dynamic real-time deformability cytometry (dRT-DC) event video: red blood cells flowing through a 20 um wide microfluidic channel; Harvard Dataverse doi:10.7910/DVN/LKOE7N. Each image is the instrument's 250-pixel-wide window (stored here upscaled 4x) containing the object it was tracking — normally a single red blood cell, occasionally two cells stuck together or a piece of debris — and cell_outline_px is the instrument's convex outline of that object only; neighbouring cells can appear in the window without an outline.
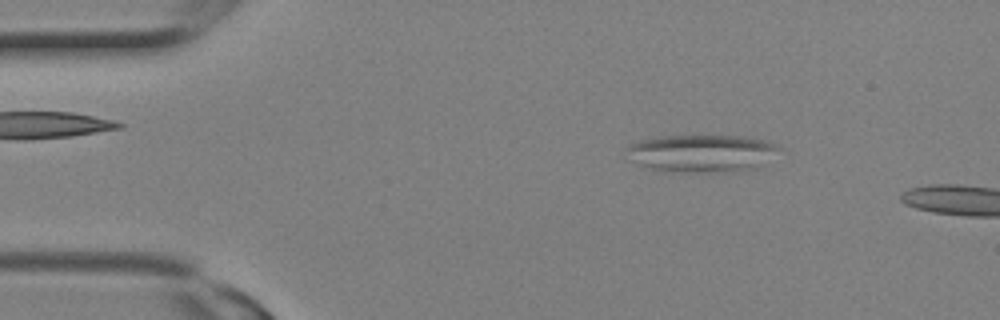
{"species": "Egyptian fruit bat (a non-hibernating species)", "species_latin": "Rousettus aegyptiacus", "temperature_condition": "room temperature", "stored_images_in_passage": 5, "camera_frame_rate_fps": 3000, "um_per_image_px": 0.085, "animal": {"sex": "female"}, "frame": {"image": 1, "passage_image": 3, "time_ms": 0.667, "image_size_px": [1000, 320], "cell_outline_px": [[784, 148], [756, 168], [736, 172], [700, 172], [648, 168], [632, 160], [624, 148], [628, 144], [640, 140], [656, 136], [744, 136], [764, 140], [776, 144]], "centroid_in_image_um": [59.68, 13.01], "position_along_channel_um": 25.3, "area_um2": 33.35}}